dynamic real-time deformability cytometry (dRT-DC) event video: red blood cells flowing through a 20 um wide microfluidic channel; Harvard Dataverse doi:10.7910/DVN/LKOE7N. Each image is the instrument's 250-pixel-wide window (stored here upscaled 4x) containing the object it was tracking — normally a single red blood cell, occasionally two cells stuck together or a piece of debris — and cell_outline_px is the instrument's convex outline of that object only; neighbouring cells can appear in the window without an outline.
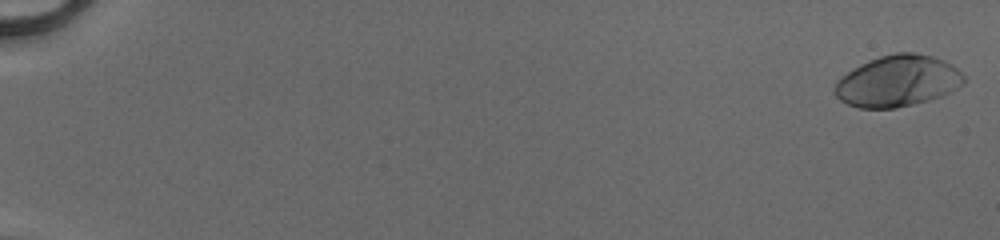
{"species": "human", "species_latin": "Homo sapiens", "temperature_condition": "cold", "stored_images_in_passage": 52, "camera_frame_rate_fps": 3000, "um_per_image_px": 0.085, "donor": {"sex": "male"}, "frame": {"image": 1, "passage_image": 1, "time_ms": 0.0, "image_size_px": [1000, 240], "cell_outline_px": [[968, 80], [964, 84], [940, 96], [928, 100], [896, 108], [856, 108], [840, 100], [836, 96], [832, 88], [836, 80], [860, 64], [868, 60], [880, 56], [896, 52], [912, 52], [936, 56], [952, 64], [964, 72]], "centroid_in_image_um": [76.32, 6.87], "position_along_channel_um": 8.7, "area_um2": 39.07}}
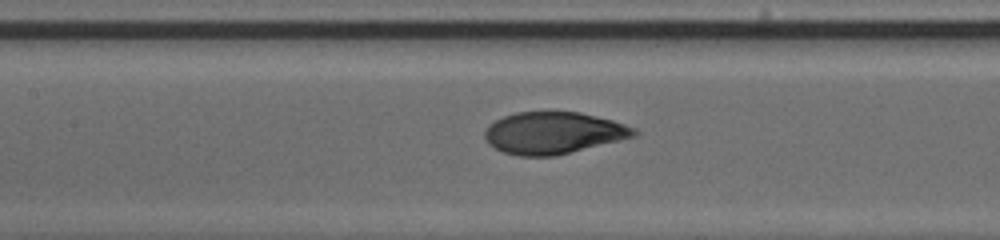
{"frame": {"image": 2, "passage_image": 27, "time_ms": 8.667, "image_size_px": [1000, 240], "cell_outline_px": [[640, 132], [636, 136], [556, 156], [520, 156], [504, 152], [488, 144], [484, 140], [484, 128], [488, 124], [504, 116], [516, 112], [580, 112], [612, 120], [636, 128]], "centroid_in_image_um": [47.02, 11.3], "position_along_channel_um": 160.4, "area_um2": 36.59}}
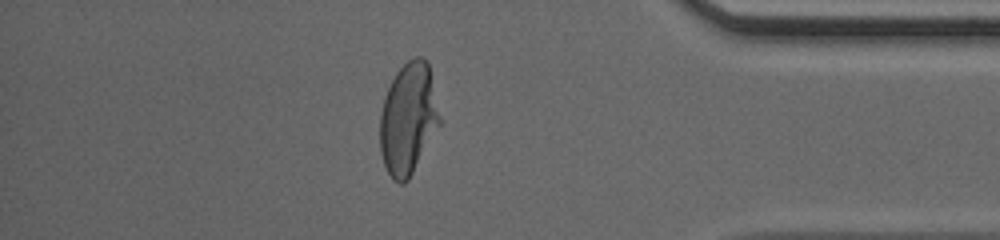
{"frame": {"image": 3, "passage_image": 46, "time_ms": 15.0, "image_size_px": [1000, 240], "cell_outline_px": [[440, 124], [408, 180], [404, 184], [400, 184], [392, 180], [384, 164], [380, 152], [380, 116], [384, 96], [396, 72], [408, 60], [416, 56], [420, 56], [428, 60], [440, 116]], "centroid_in_image_um": [34.69, 10.09], "position_along_channel_um": 400.5, "area_um2": 38.73}, "authors_computed_cell_mechanics": {"area_um2": 37.4544, "velocity_mm_per_s": 4.1579, "shape_relaxation_time_tau1_ms": 4.5299, "shape_relaxation_time_tau2_ms": null, "deformation_change_tau1": 0.2045, "deformation_change_tau2": null}}